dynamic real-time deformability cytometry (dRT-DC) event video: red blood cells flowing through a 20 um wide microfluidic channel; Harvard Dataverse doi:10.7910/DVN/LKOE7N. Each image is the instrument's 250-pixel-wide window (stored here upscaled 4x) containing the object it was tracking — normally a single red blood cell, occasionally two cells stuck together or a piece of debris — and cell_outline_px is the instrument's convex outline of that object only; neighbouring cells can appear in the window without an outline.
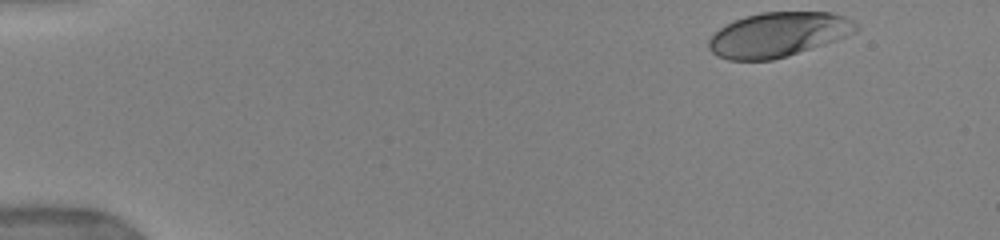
{"species": "human", "species_latin": "Homo sapiens", "temperature_condition": "warm", "stored_images_in_passage": 5, "camera_frame_rate_fps": 3000, "um_per_image_px": 0.085, "donor": {"sex": "female"}, "frame": {"image": 1, "passage_image": 1, "time_ms": 0.0, "image_size_px": [1000, 240], "cell_outline_px": [[860, 28], [844, 36], [824, 44], [788, 56], [772, 60], [728, 60], [716, 56], [708, 48], [708, 40], [720, 28], [744, 16], [760, 12], [828, 12], [844, 16], [852, 20]], "centroid_in_image_um": [66.11, 2.94], "position_along_channel_um": 18.9, "area_um2": 37.97}}
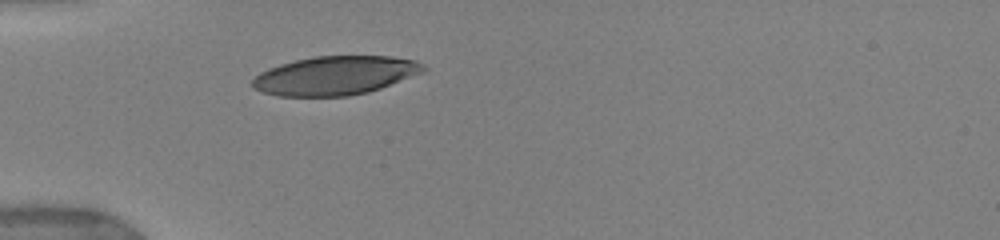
{"frame": {"image": 2, "passage_image": 5, "time_ms": 3.667, "image_size_px": [1000, 240], "cell_outline_px": [[428, 68], [424, 72], [380, 88], [368, 92], [348, 96], [276, 96], [252, 88], [252, 80], [260, 72], [268, 68], [280, 64], [312, 56], [392, 56], [416, 60], [424, 64]], "centroid_in_image_um": [28.5, 6.41], "position_along_channel_um": 56.5, "area_um2": 38.78}}